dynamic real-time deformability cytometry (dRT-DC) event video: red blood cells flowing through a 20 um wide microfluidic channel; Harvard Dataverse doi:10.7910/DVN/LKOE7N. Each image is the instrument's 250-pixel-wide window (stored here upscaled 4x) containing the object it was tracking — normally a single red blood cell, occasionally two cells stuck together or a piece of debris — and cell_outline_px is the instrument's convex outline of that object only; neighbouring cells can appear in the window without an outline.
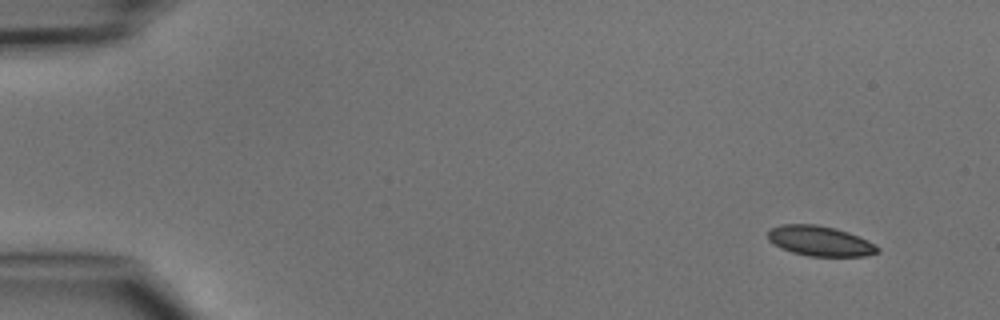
{"species": "common noctule bat (a hibernating species)", "species_latin": "Nyctalus noctula", "temperature_condition": "cold", "stored_images_in_passage": 4, "camera_frame_rate_fps": 3000, "um_per_image_px": 0.085, "animal": {"sex": "male", "body_mass_g": 15.6}, "frame": {"image": 1, "passage_image": 1, "time_ms": 0.0, "image_size_px": [1000, 320], "cell_outline_px": [[880, 252], [864, 256], [808, 256], [792, 252], [780, 248], [768, 240], [768, 228], [780, 224], [816, 224], [836, 228], [848, 232], [868, 240], [876, 244], [880, 248]], "centroid_in_image_um": [69.69, 20.47], "position_along_channel_um": 15.3, "area_um2": 19.48}}
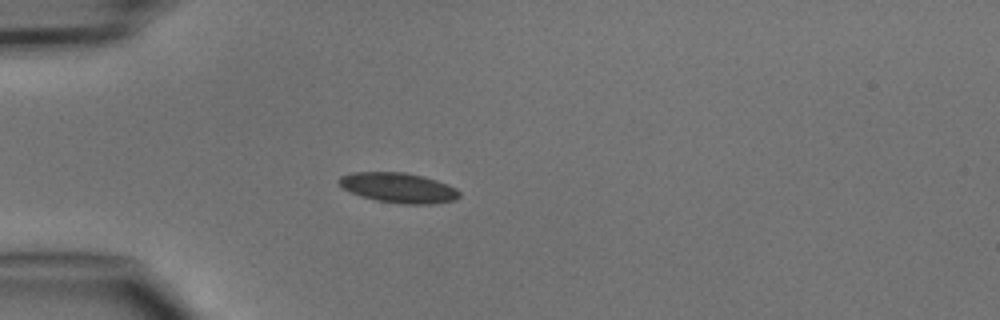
{"frame": {"image": 2, "passage_image": 4, "time_ms": 3.333, "image_size_px": [1000, 320], "cell_outline_px": [[460, 196], [456, 200], [432, 204], [404, 204], [376, 200], [360, 196], [344, 188], [336, 180], [340, 176], [352, 172], [404, 172], [424, 176], [448, 184], [456, 188], [460, 192]], "centroid_in_image_um": [33.89, 15.95], "position_along_channel_um": 51.1, "area_um2": 21.15}}